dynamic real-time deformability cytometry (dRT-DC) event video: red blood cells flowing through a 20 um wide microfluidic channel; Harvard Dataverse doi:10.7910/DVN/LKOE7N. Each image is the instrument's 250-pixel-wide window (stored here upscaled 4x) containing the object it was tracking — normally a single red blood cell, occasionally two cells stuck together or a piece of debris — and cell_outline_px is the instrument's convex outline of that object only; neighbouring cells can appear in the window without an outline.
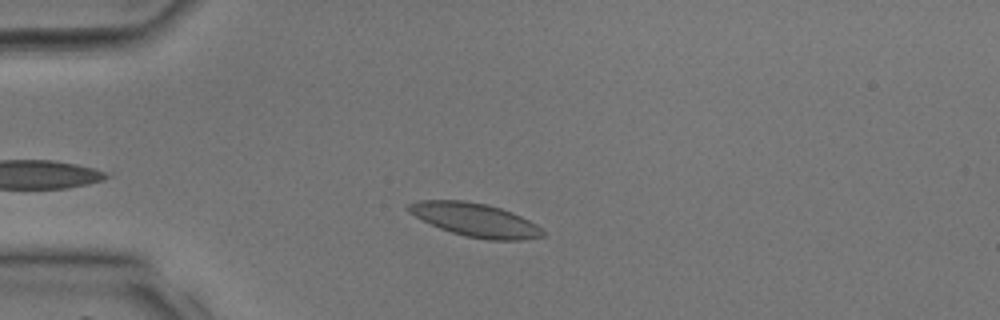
{"species": "common noctule bat (a hibernating species)", "species_latin": "Nyctalus noctula", "temperature_condition": "room temperature", "stored_images_in_passage": 32, "camera_frame_rate_fps": 3000, "um_per_image_px": 0.085, "animal": {"sex": "male", "body_mass_g": 17.9, "forearm_length_mm": 54.2}, "frame": {"image": 1, "passage_image": 6, "time_ms": 1.667, "image_size_px": [1000, 320], "cell_outline_px": [[544, 236], [524, 240], [488, 240], [464, 236], [440, 228], [408, 212], [404, 208], [408, 204], [420, 200], [464, 200], [488, 204], [512, 212], [536, 224], [544, 232]], "centroid_in_image_um": [40.39, 18.69], "position_along_channel_um": 44.6, "area_um2": 26.13}}
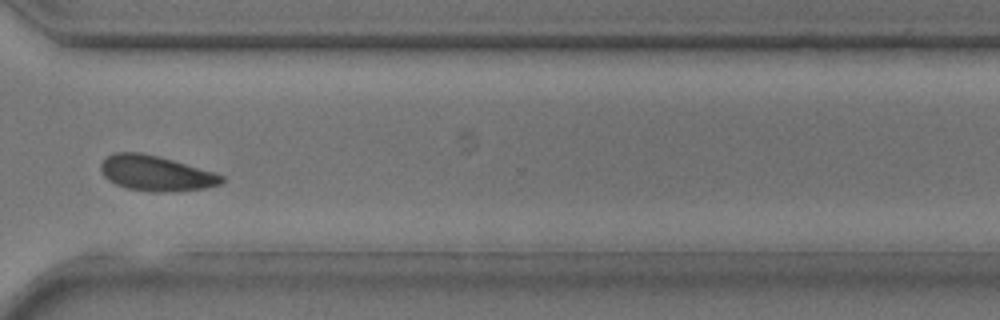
{"frame": {"image": 2, "passage_image": 25, "time_ms": 8.0, "image_size_px": [1000, 320], "cell_outline_px": [[224, 180], [220, 184], [204, 188], [176, 192], [152, 192], [124, 188], [108, 180], [104, 176], [100, 168], [100, 164], [108, 156], [116, 152], [140, 152], [160, 156], [212, 172], [224, 176]], "centroid_in_image_um": [13.23, 14.74], "position_along_channel_um": 357.4, "area_um2": 24.85}}
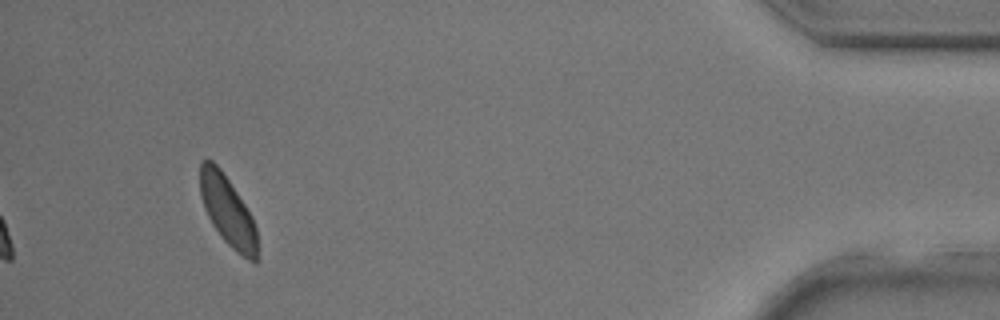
{"frame": {"image": 3, "passage_image": 32, "time_ms": 10.333, "image_size_px": [1000, 320], "cell_outline_px": [[256, 264], [248, 260], [236, 252], [224, 240], [212, 224], [204, 208], [200, 196], [200, 160], [212, 160], [220, 168], [252, 216], [256, 228]], "centroid_in_image_um": [19.33, 17.92], "position_along_channel_um": 415.9, "area_um2": 22.95}}